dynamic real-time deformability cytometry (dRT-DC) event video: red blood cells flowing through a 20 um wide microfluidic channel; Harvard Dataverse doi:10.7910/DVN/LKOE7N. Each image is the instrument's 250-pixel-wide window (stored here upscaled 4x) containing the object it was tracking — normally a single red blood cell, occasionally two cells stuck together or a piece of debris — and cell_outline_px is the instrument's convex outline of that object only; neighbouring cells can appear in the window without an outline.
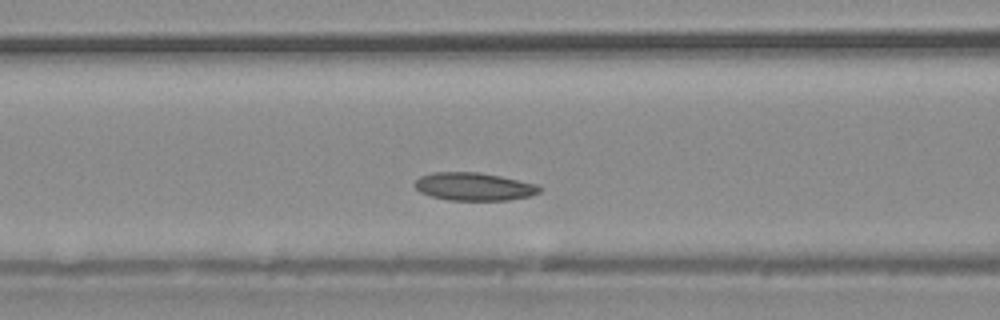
{"species": "common noctule bat (a hibernating species)", "species_latin": "Nyctalus noctula", "temperature_condition": "warm", "stored_images_in_passage": 33, "camera_frame_rate_fps": 3000, "um_per_image_px": 0.085, "animal": {"sex": "male", "body_mass_g": 20.4}, "frame": {"image": 1, "passage_image": 10, "time_ms": 3.0, "image_size_px": [1000, 320], "cell_outline_px": [[544, 188], [540, 192], [532, 196], [508, 200], [448, 200], [432, 196], [420, 192], [416, 188], [416, 180], [420, 176], [432, 172], [476, 172], [500, 176], [536, 184]], "centroid_in_image_um": [40.32, 15.86], "position_along_channel_um": 126.3, "area_um2": 20.29}}
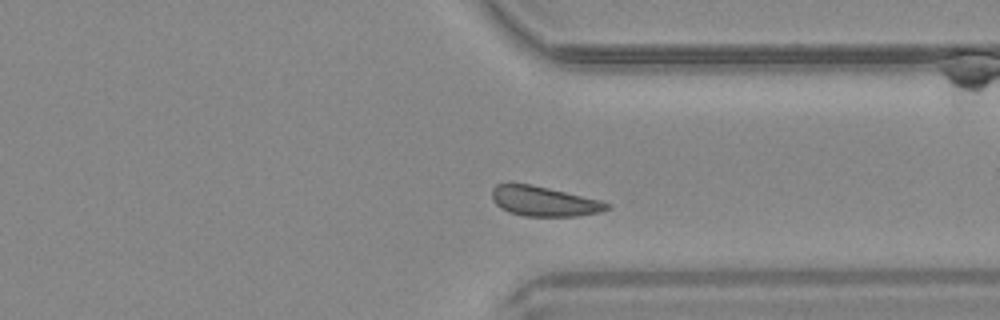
{"frame": {"image": 2, "passage_image": 24, "time_ms": 7.667, "image_size_px": [1000, 320], "cell_outline_px": [[608, 208], [600, 212], [576, 216], [524, 216], [508, 212], [500, 208], [492, 200], [492, 188], [496, 184], [508, 180], [532, 184], [600, 200], [608, 204]], "centroid_in_image_um": [46.12, 17.07], "position_along_channel_um": 365.3, "area_um2": 20.35}}